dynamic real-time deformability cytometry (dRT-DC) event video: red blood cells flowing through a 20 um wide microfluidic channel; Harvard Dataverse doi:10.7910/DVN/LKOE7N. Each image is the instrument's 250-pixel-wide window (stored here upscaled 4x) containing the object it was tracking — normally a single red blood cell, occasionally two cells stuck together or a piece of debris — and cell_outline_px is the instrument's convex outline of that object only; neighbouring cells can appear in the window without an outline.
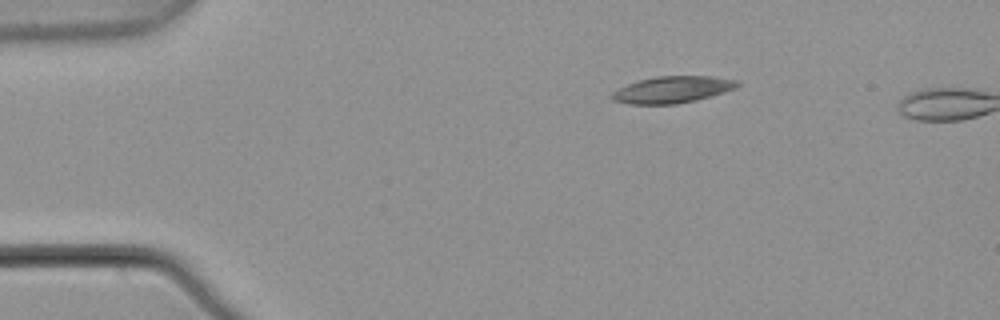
{"species": "common noctule bat (a hibernating species)", "species_latin": "Nyctalus noctula", "temperature_condition": "warm", "stored_images_in_passage": 2, "camera_frame_rate_fps": 3000, "um_per_image_px": 0.085, "animal": {"sex": "male", "body_mass_g": 21.5, "forearm_length_mm": 52.0}, "frame": {"image": 1, "passage_image": 1, "time_ms": 0.0, "image_size_px": [1000, 320], "cell_outline_px": [[740, 84], [736, 88], [724, 92], [696, 100], [676, 104], [628, 104], [612, 100], [608, 96], [612, 92], [628, 84], [640, 80], [656, 76], [708, 76], [740, 80]], "centroid_in_image_um": [57.15, 7.62], "position_along_channel_um": 27.9, "area_um2": 19.54}}